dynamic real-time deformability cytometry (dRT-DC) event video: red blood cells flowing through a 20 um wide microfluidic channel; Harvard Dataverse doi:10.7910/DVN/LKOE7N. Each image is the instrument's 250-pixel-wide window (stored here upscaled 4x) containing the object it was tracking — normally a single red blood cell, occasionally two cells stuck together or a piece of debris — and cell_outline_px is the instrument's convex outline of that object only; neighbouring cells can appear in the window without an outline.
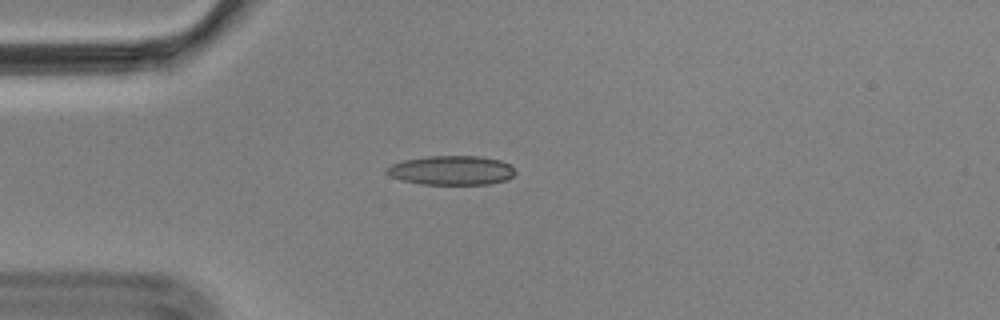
{"species": "Egyptian fruit bat (a non-hibernating species)", "species_latin": "Rousettus aegyptiacus", "temperature_condition": "cold", "stored_images_in_passage": 4, "camera_frame_rate_fps": 3000, "um_per_image_px": 0.085, "animal": {"sex": "male"}, "frame": {"image": 1, "passage_image": 4, "time_ms": 1.0, "image_size_px": [1000, 320], "cell_outline_px": [[516, 172], [508, 180], [488, 184], [420, 184], [400, 180], [384, 172], [384, 168], [392, 164], [404, 160], [428, 156], [480, 156], [500, 160], [508, 164]], "centroid_in_image_um": [38.35, 14.48], "position_along_channel_um": 46.7, "area_um2": 21.96}}